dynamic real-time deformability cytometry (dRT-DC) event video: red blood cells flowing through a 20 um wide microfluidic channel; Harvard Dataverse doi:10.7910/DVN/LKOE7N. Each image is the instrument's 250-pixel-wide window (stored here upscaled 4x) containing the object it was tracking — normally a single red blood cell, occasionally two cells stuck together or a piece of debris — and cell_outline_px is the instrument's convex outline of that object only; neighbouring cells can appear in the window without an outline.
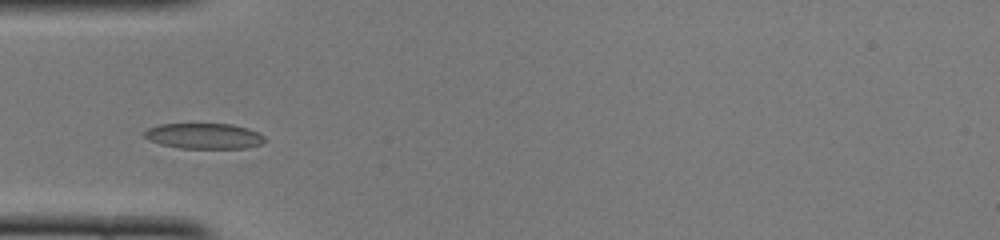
{"species": "common noctule bat (a hibernating species)", "species_latin": "Nyctalus noctula", "temperature_condition": "cold", "stored_images_in_passage": 30, "camera_frame_rate_fps": 3000, "um_per_image_px": 0.085, "animal": {"sex": "female", "body_mass_g": 22.0, "forearm_length_mm": 56.7}, "frame": {"image": 1, "passage_image": 4, "time_ms": 1.0, "image_size_px": [1000, 240], "cell_outline_px": [[264, 140], [260, 144], [244, 148], [180, 148], [160, 144], [144, 136], [144, 132], [148, 128], [160, 124], [232, 124], [248, 128], [264, 136]], "centroid_in_image_um": [17.34, 11.55], "position_along_channel_um": 67.7, "area_um2": 17.69}}
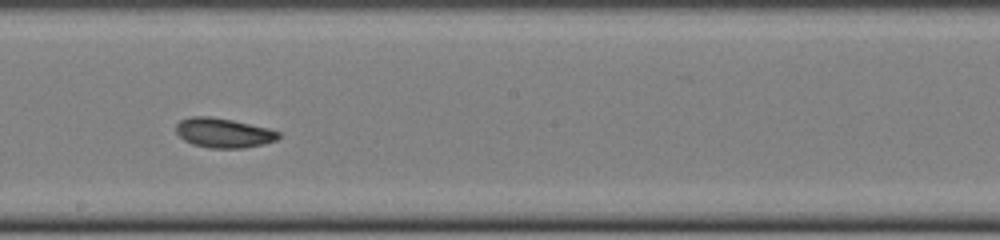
{"frame": {"image": 2, "passage_image": 16, "time_ms": 5.0, "image_size_px": [1000, 240], "cell_outline_px": [[280, 136], [276, 140], [264, 144], [244, 148], [208, 148], [192, 144], [184, 140], [176, 132], [176, 124], [180, 120], [192, 116], [208, 116], [232, 120], [268, 128], [280, 132]], "centroid_in_image_um": [18.99, 11.3], "position_along_channel_um": 229.2, "area_um2": 17.69}}
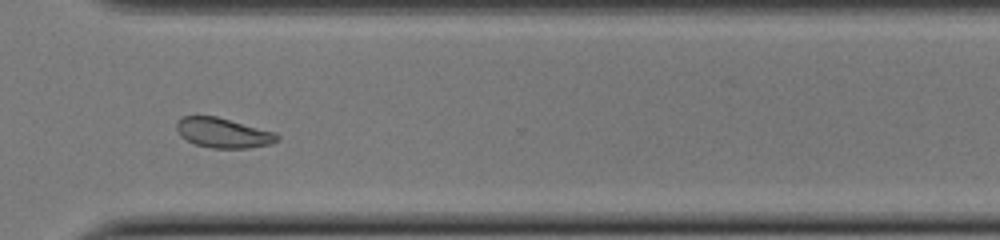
{"frame": {"image": 3, "passage_image": 25, "time_ms": 8.0, "image_size_px": [1000, 240], "cell_outline_px": [[280, 140], [268, 144], [248, 148], [212, 148], [196, 144], [180, 136], [176, 128], [176, 124], [184, 116], [216, 116], [276, 132], [280, 136]], "centroid_in_image_um": [19.0, 11.29], "position_along_channel_um": 351.6, "area_um2": 17.4}, "authors_computed_cell_mechanics": {"area_um2": 17.8313, "velocity_mm_per_s": 4.0446, "shape_relaxation_time_tau1_ms": 7.0682, "shape_relaxation_time_tau2_ms": 2.5235, "deformation_change_tau1": 0.1285, "deformation_change_tau2": 0.0604}}